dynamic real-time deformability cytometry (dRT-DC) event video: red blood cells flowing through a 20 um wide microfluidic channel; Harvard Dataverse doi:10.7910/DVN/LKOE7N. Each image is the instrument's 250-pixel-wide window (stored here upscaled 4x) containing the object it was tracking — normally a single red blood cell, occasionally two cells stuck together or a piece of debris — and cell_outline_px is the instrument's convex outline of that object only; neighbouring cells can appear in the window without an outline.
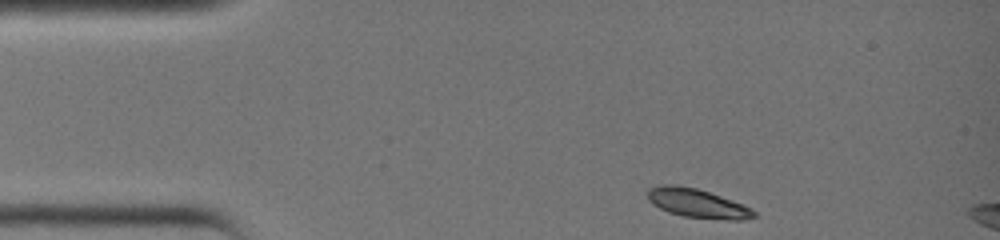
{"species": "common noctule bat (a hibernating species)", "species_latin": "Nyctalus noctula", "temperature_condition": "warm", "stored_images_in_passage": 5, "camera_frame_rate_fps": 3000, "um_per_image_px": 0.085, "animal": {"sex": "female", "body_mass_g": 19.0, "forearm_length_mm": 51.5}, "frame": {"image": 1, "passage_image": 1, "time_ms": 0.0, "image_size_px": [1000, 240], "cell_outline_px": [[756, 216], [744, 220], [732, 220], [684, 216], [668, 212], [652, 204], [648, 200], [648, 188], [656, 184], [676, 184], [696, 188], [744, 204], [752, 208], [756, 212]], "centroid_in_image_um": [59.26, 17.26], "position_along_channel_um": 25.7, "area_um2": 18.03}}